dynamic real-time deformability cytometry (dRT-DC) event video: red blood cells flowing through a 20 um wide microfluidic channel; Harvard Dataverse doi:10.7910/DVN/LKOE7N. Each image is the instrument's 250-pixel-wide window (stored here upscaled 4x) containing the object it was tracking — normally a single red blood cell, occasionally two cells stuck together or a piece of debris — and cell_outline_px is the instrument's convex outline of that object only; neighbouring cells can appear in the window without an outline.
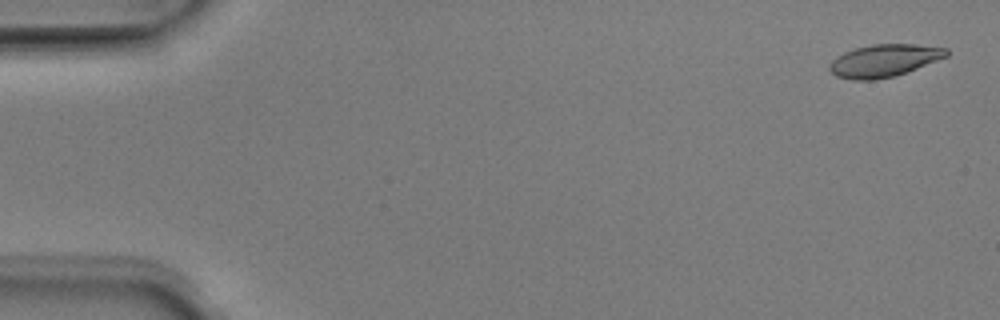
{"species": "Egyptian fruit bat (a non-hibernating species)", "species_latin": "Rousettus aegyptiacus", "temperature_condition": "room temperature", "stored_images_in_passage": 51, "camera_frame_rate_fps": 3000, "um_per_image_px": 0.085, "animal": {"sex": "male"}, "frame": {"image": 1, "passage_image": 2, "time_ms": 0.333, "image_size_px": [1000, 320], "cell_outline_px": [[948, 56], [896, 76], [876, 80], [852, 80], [836, 76], [828, 68], [828, 64], [836, 56], [844, 52], [856, 48], [872, 44], [912, 44], [948, 48]], "centroid_in_image_um": [75.12, 5.16], "position_along_channel_um": 9.9, "area_um2": 22.2}}
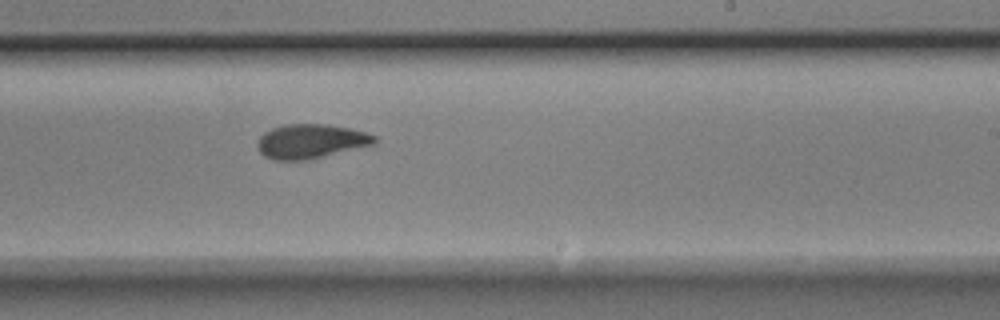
{"frame": {"image": 2, "passage_image": 31, "time_ms": 10.0, "image_size_px": [1000, 320], "cell_outline_px": [[376, 144], [308, 160], [272, 160], [264, 156], [256, 148], [256, 144], [260, 136], [264, 132], [272, 128], [288, 124], [328, 124], [348, 128], [364, 132], [376, 136]], "centroid_in_image_um": [26.39, 12.02], "position_along_channel_um": 262.6, "area_um2": 23.52}}
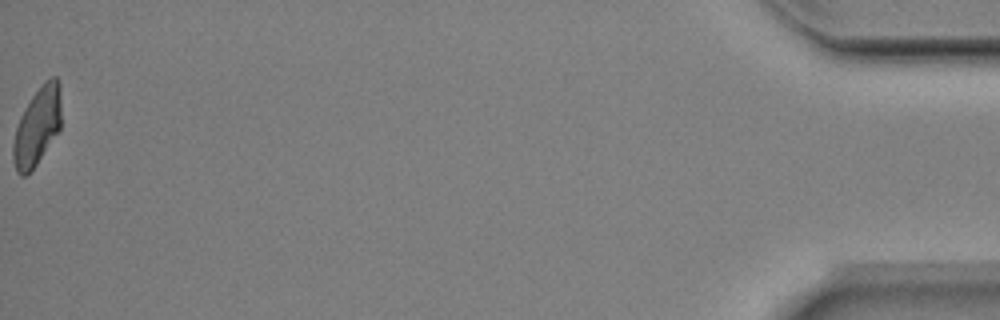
{"frame": {"image": 3, "passage_image": 51, "time_ms": 16.667, "image_size_px": [1000, 320], "cell_outline_px": [[60, 128], [36, 164], [24, 176], [20, 176], [16, 172], [12, 156], [12, 144], [16, 128], [20, 116], [24, 108], [32, 96], [44, 80], [52, 76], [56, 76], [60, 84]], "centroid_in_image_um": [3.14, 10.71], "position_along_channel_um": 432.1, "area_um2": 21.68}, "authors_computed_cell_mechanics": {"area_um2": 22.7154, "velocity_mm_per_s": 4.0238, "shape_relaxation_time_tau1_ms": 4.1339, "shape_relaxation_time_tau2_ms": 2.6038, "deformation_change_tau1": 0.1547, "deformation_change_tau2": 0.0896}}